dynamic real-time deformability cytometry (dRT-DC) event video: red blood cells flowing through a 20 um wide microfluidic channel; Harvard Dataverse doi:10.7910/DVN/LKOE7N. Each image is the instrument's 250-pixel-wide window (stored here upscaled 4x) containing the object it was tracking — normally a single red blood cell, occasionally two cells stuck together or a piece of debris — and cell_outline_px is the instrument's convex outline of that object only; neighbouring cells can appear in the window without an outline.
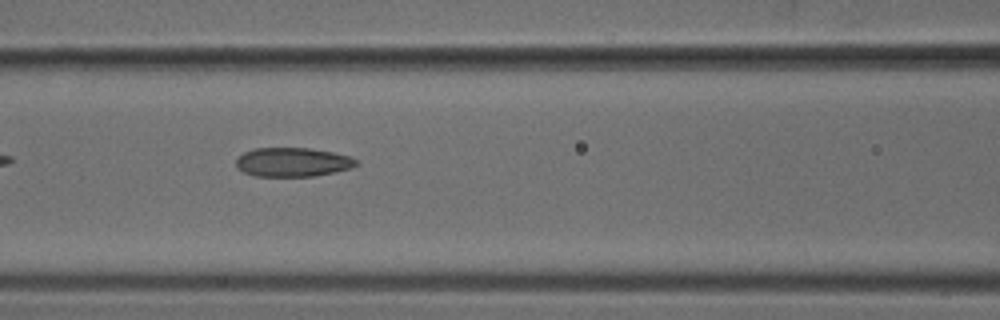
{"species": "common noctule bat (a hibernating species)", "species_latin": "Nyctalus noctula", "temperature_condition": "cold", "stored_images_in_passage": 36, "camera_frame_rate_fps": 3000, "um_per_image_px": 0.085, "animal": {"sex": "male", "body_mass_g": 18.8}, "frame": {"image": 1, "passage_image": 6, "time_ms": 1.667, "image_size_px": [1000, 320], "cell_outline_px": [[360, 164], [352, 168], [312, 176], [256, 176], [244, 172], [236, 168], [236, 160], [244, 152], [252, 148], [312, 148], [352, 156]], "centroid_in_image_um": [24.89, 13.77], "position_along_channel_um": 141.7, "area_um2": 20.4}}
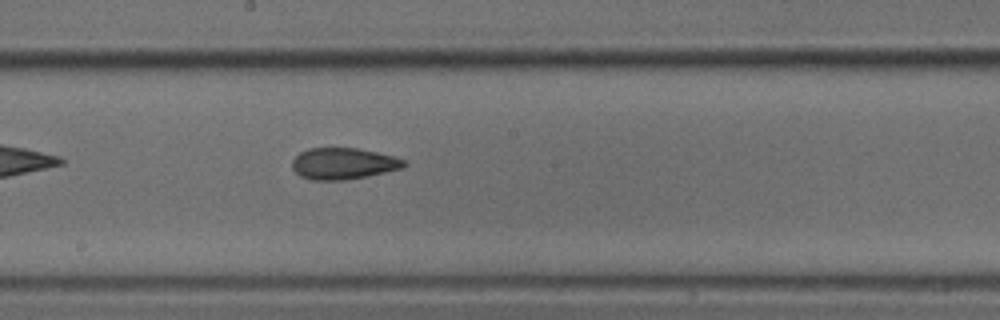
{"frame": {"image": 2, "passage_image": 12, "time_ms": 3.667, "image_size_px": [1000, 320], "cell_outline_px": [[408, 164], [404, 168], [368, 176], [344, 180], [312, 180], [300, 176], [292, 168], [292, 160], [300, 152], [308, 148], [356, 148], [376, 152], [392, 156], [404, 160]], "centroid_in_image_um": [29.18, 13.91], "position_along_channel_um": 219.0, "area_um2": 20.52}}
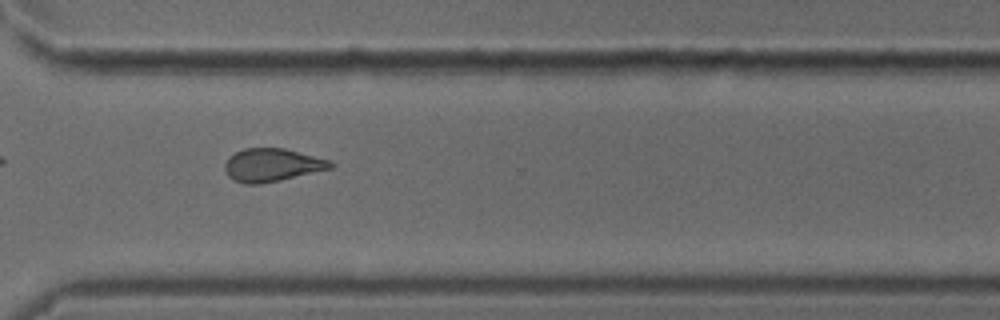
{"frame": {"image": 3, "passage_image": 22, "time_ms": 7.0, "image_size_px": [1000, 320], "cell_outline_px": [[332, 168], [280, 180], [260, 184], [244, 184], [232, 180], [228, 176], [224, 168], [224, 164], [236, 152], [244, 148], [284, 148], [332, 160]], "centroid_in_image_um": [23.12, 14.03], "position_along_channel_um": 347.5, "area_um2": 20.29}}